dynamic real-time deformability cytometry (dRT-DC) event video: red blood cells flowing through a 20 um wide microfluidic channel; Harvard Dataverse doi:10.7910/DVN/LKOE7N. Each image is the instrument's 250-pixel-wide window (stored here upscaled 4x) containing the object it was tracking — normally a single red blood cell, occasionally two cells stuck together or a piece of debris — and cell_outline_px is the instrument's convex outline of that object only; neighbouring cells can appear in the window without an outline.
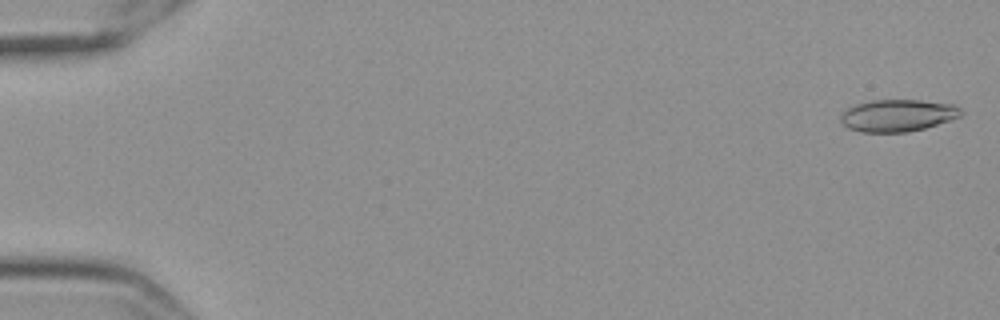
{"species": "Egyptian fruit bat (a non-hibernating species)", "species_latin": "Rousettus aegyptiacus", "temperature_condition": "cold", "stored_images_in_passage": 54, "camera_frame_rate_fps": 3000, "um_per_image_px": 0.085, "frame": {"image": 1, "passage_image": 2, "time_ms": 0.333, "image_size_px": [1000, 320], "cell_outline_px": [[964, 112], [960, 116], [924, 128], [908, 132], [860, 132], [848, 128], [840, 120], [840, 116], [848, 108], [856, 104], [872, 100], [920, 100], [952, 104], [960, 108]], "centroid_in_image_um": [76.29, 9.81], "position_along_channel_um": 8.7, "area_um2": 22.31}}
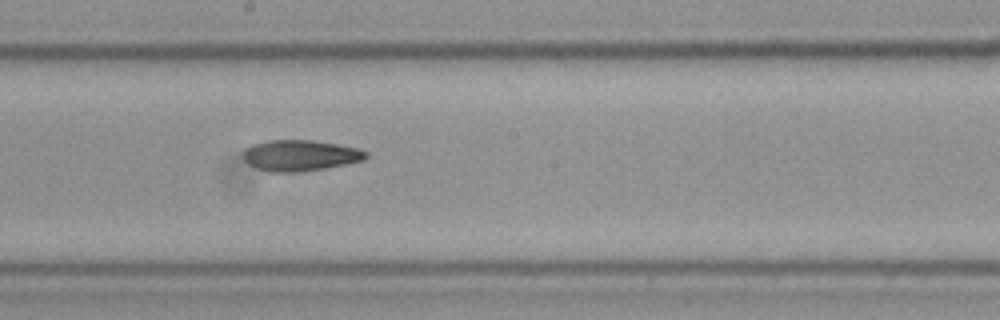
{"frame": {"image": 2, "passage_image": 33, "time_ms": 10.667, "image_size_px": [1000, 320], "cell_outline_px": [[368, 156], [364, 160], [324, 168], [300, 172], [268, 172], [256, 168], [248, 164], [244, 160], [244, 152], [252, 144], [268, 140], [312, 140], [360, 148], [368, 152]], "centroid_in_image_um": [25.52, 13.21], "position_along_channel_um": 222.7, "area_um2": 22.14}}
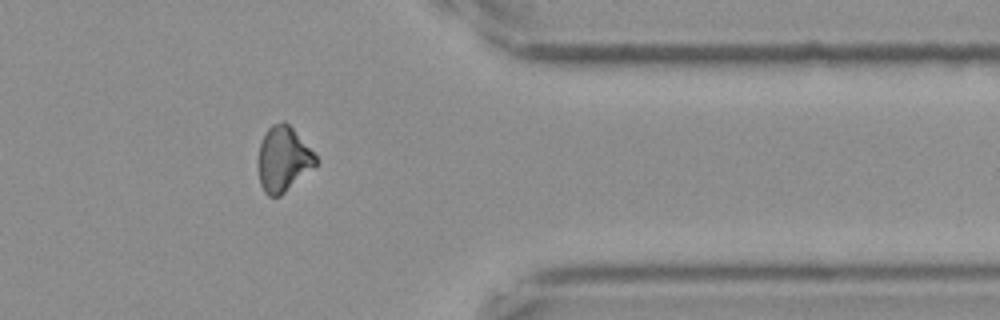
{"frame": {"image": 3, "passage_image": 48, "time_ms": 15.667, "image_size_px": [1000, 320], "cell_outline_px": [[316, 164], [280, 196], [268, 196], [264, 192], [260, 184], [256, 160], [260, 144], [268, 128], [272, 124], [284, 120], [292, 128], [316, 156]], "centroid_in_image_um": [24.01, 13.52], "position_along_channel_um": 387.4, "area_um2": 21.56}}